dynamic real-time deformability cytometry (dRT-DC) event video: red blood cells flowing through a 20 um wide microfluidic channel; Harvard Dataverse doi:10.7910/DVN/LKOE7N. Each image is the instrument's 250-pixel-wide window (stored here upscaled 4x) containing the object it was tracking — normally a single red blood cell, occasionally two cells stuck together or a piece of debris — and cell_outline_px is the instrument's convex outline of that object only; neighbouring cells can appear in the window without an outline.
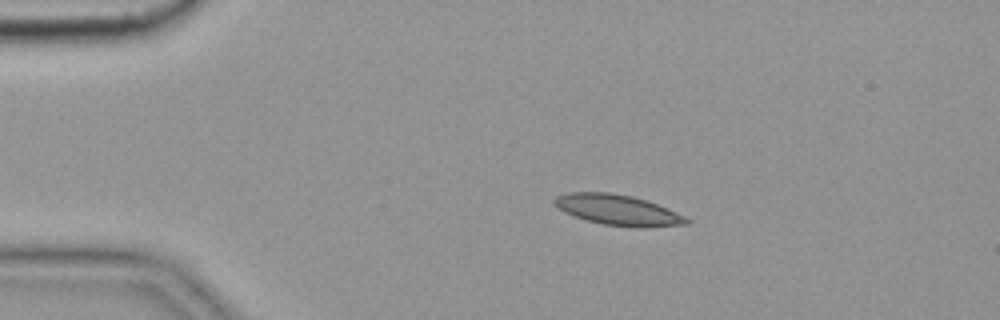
{"species": "common noctule bat (a hibernating species)", "species_latin": "Nyctalus noctula", "temperature_condition": "cold", "stored_images_in_passage": 17, "camera_frame_rate_fps": 3000, "um_per_image_px": 0.085, "animal": {"sex": "female", "body_mass_g": 19.9}, "frame": {"image": 1, "passage_image": 1, "time_ms": 0.0, "image_size_px": [1000, 320], "cell_outline_px": [[692, 220], [688, 224], [644, 228], [636, 228], [604, 224], [572, 216], [556, 208], [552, 204], [552, 200], [556, 196], [568, 192], [608, 192], [632, 196], [668, 208]], "centroid_in_image_um": [52.49, 17.85], "position_along_channel_um": 32.5, "area_um2": 23.7}}
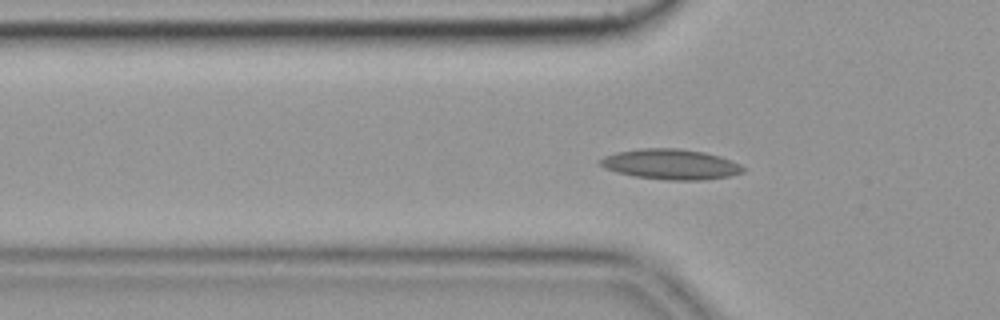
{"frame": {"image": 2, "passage_image": 8, "time_ms": 2.333, "image_size_px": [1000, 320], "cell_outline_px": [[744, 172], [728, 176], [704, 180], [668, 180], [632, 176], [616, 172], [604, 168], [596, 160], [604, 156], [616, 152], [640, 148], [680, 148], [704, 152], [720, 156], [732, 160], [740, 164], [744, 168]], "centroid_in_image_um": [56.98, 13.96], "position_along_channel_um": 68.8, "area_um2": 25.49}}
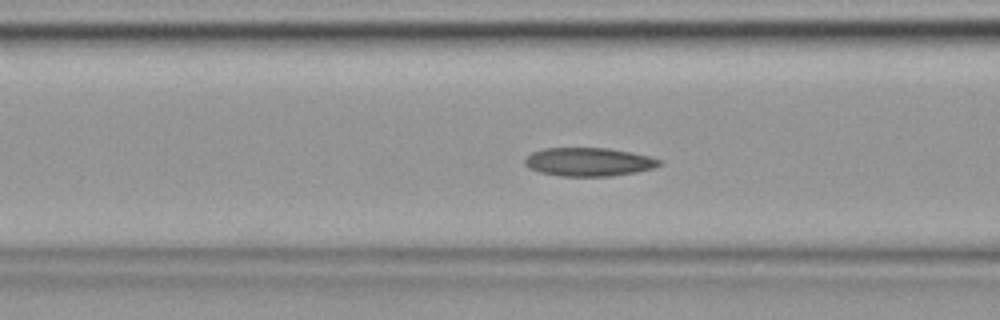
{"frame": {"image": 3, "passage_image": 12, "time_ms": 3.667, "image_size_px": [1000, 320], "cell_outline_px": [[664, 164], [652, 168], [636, 172], [612, 176], [560, 176], [540, 172], [524, 164], [524, 160], [532, 152], [544, 148], [608, 148], [632, 152], [652, 156], [660, 160]], "centroid_in_image_um": [50.09, 13.76], "position_along_channel_um": 116.5, "area_um2": 22.37}}